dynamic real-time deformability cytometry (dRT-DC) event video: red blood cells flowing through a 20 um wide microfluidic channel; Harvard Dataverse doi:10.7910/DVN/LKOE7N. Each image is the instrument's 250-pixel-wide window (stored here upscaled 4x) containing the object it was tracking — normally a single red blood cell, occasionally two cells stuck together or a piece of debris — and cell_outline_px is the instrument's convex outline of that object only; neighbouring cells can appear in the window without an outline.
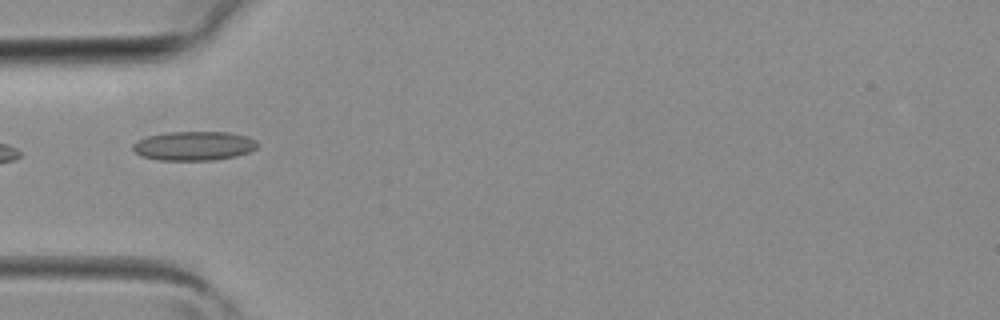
{"species": "common noctule bat (a hibernating species)", "species_latin": "Nyctalus noctula", "temperature_condition": "room temperature", "stored_images_in_passage": 4, "camera_frame_rate_fps": 3000, "um_per_image_px": 0.085, "animal": {"sex": "female", "body_mass_g": 19.3, "forearm_length_mm": 54.1}, "frame": {"image": 1, "passage_image": 3, "time_ms": 0.667, "image_size_px": [1000, 320], "cell_outline_px": [[260, 144], [256, 148], [248, 152], [236, 156], [212, 160], [160, 160], [140, 156], [132, 148], [132, 144], [136, 140], [148, 136], [168, 132], [228, 132], [248, 136], [256, 140]], "centroid_in_image_um": [16.49, 12.39], "position_along_channel_um": 68.5, "area_um2": 21.27}}
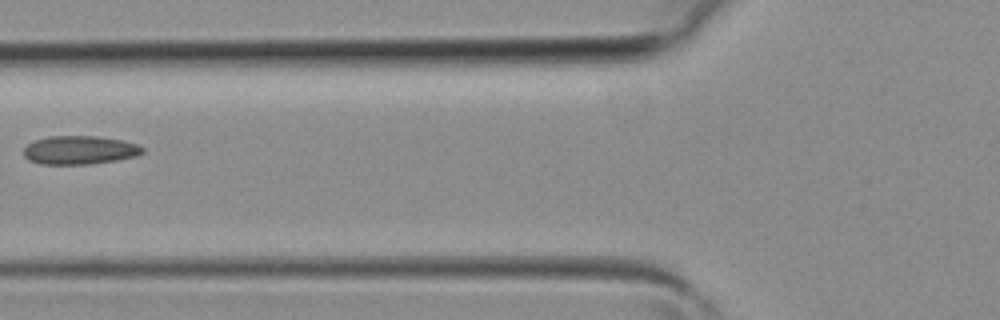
{"frame": {"image": 2, "passage_image": 4, "time_ms": 1.0, "image_size_px": [1000, 320], "cell_outline_px": [[144, 152], [136, 156], [116, 160], [92, 164], [40, 164], [28, 160], [24, 156], [24, 148], [28, 144], [36, 140], [48, 136], [100, 136], [120, 140], [136, 144], [144, 148]], "centroid_in_image_um": [6.76, 12.76], "position_along_channel_um": 119.0, "area_um2": 19.77}}